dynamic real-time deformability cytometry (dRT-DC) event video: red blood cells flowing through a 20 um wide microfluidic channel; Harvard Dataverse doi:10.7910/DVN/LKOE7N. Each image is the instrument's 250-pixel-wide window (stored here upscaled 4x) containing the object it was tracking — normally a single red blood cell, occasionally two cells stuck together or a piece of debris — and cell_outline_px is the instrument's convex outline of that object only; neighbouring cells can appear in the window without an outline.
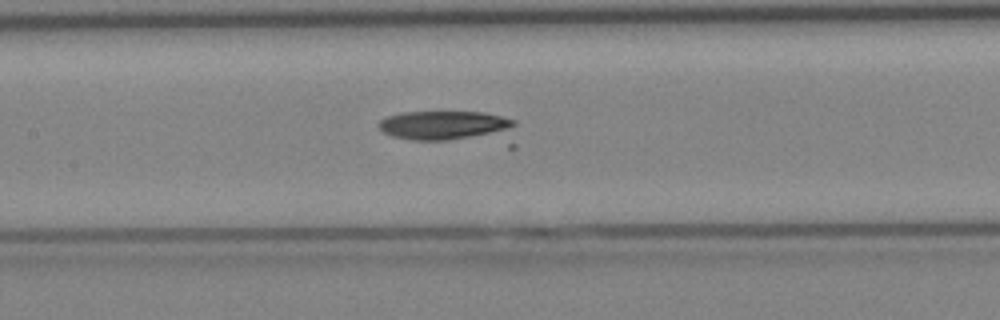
{"species": "Egyptian fruit bat (a non-hibernating species)", "species_latin": "Rousettus aegyptiacus", "temperature_condition": "cold", "stored_images_in_passage": 30, "camera_frame_rate_fps": 3000, "um_per_image_px": 0.085, "animal": {"sex": "female"}, "frame": {"image": 1, "passage_image": 21, "time_ms": 6.667, "image_size_px": [1000, 320], "cell_outline_px": [[516, 148], [508, 148], [412, 140], [392, 136], [384, 132], [380, 128], [380, 120], [388, 116], [404, 112], [484, 112], [516, 120]], "centroid_in_image_um": [38.51, 10.9], "position_along_channel_um": 168.9, "area_um2": 28.32}}
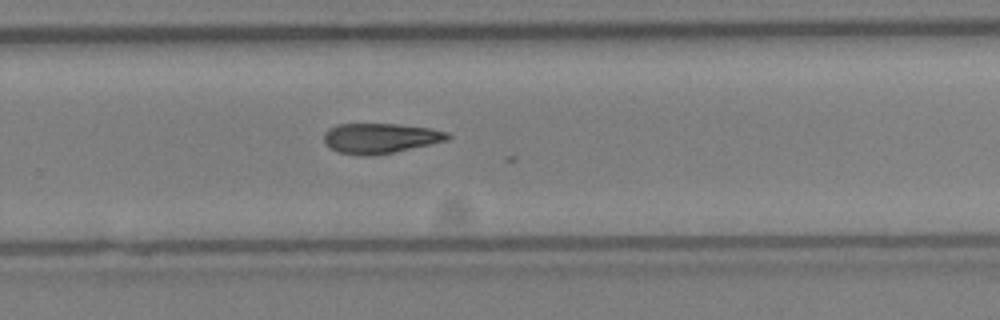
{"frame": {"image": 2, "passage_image": 29, "time_ms": 9.333, "image_size_px": [1000, 320], "cell_outline_px": [[452, 136], [448, 140], [392, 152], [336, 152], [324, 144], [324, 132], [328, 128], [336, 124], [396, 124], [432, 128], [448, 132]], "centroid_in_image_um": [32.34, 11.69], "position_along_channel_um": 297.5, "area_um2": 20.92}}